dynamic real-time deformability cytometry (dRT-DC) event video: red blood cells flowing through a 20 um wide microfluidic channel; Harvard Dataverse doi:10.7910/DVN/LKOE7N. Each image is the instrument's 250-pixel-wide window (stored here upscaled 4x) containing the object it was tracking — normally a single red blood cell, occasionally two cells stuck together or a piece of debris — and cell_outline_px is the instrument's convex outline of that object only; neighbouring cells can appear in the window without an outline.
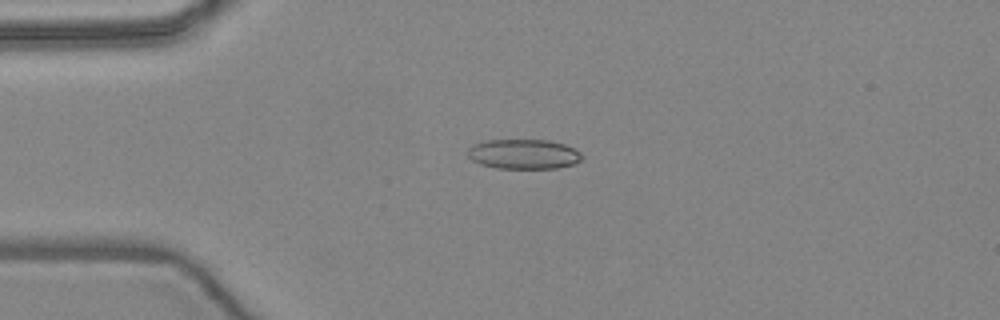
{"species": "common noctule bat (a hibernating species)", "species_latin": "Nyctalus noctula", "temperature_condition": "warm", "stored_images_in_passage": 4, "camera_frame_rate_fps": 3000, "um_per_image_px": 0.085, "animal": {"sex": "female", "body_mass_g": 24.6, "forearm_length_mm": 56.2}, "frame": {"image": 1, "passage_image": 3, "time_ms": 2.333, "image_size_px": [1000, 320], "cell_outline_px": [[584, 156], [576, 164], [556, 168], [496, 168], [480, 164], [472, 160], [468, 156], [468, 148], [472, 144], [484, 140], [548, 140], [564, 144], [576, 148]], "centroid_in_image_um": [44.52, 13.09], "position_along_channel_um": 40.5, "area_um2": 20.06}}